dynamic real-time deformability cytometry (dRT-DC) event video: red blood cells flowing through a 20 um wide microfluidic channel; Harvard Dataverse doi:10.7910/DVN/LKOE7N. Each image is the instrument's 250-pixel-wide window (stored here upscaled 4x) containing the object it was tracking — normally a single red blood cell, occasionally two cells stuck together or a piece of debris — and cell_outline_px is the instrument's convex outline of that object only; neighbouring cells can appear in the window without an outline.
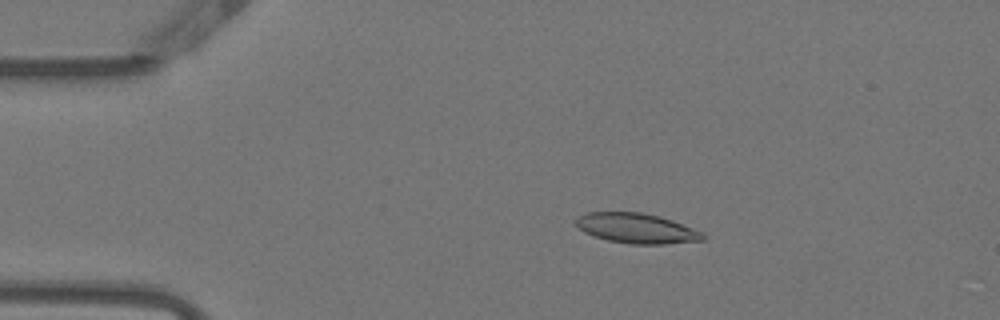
{"species": "Egyptian fruit bat (a non-hibernating species)", "species_latin": "Rousettus aegyptiacus", "temperature_condition": "warm", "stored_images_in_passage": 52, "camera_frame_rate_fps": 3000, "um_per_image_px": 0.085, "animal": {"sex": "female"}, "frame": {"image": 1, "passage_image": 10, "time_ms": 3.0, "image_size_px": [1000, 320], "cell_outline_px": [[708, 236], [704, 240], [664, 244], [632, 244], [608, 240], [592, 236], [584, 232], [576, 224], [576, 216], [588, 212], [640, 212], [660, 216], [672, 220], [704, 232]], "centroid_in_image_um": [54.14, 19.4], "position_along_channel_um": 30.9, "area_um2": 22.37}}
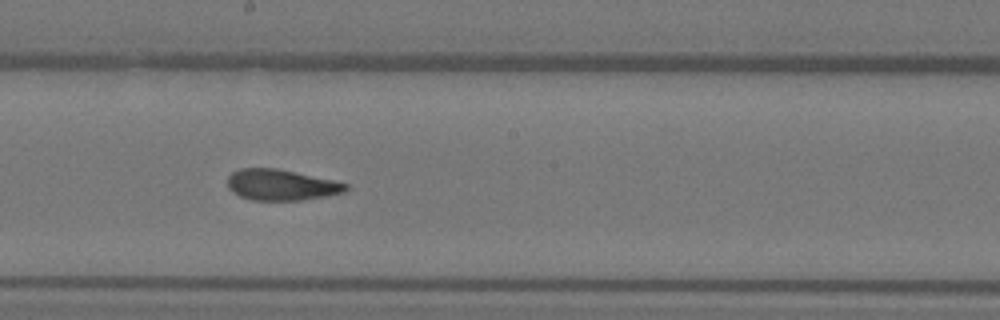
{"frame": {"image": 2, "passage_image": 29, "time_ms": 9.333, "image_size_px": [1000, 320], "cell_outline_px": [[348, 188], [344, 192], [328, 196], [300, 200], [252, 200], [240, 196], [232, 192], [228, 188], [228, 176], [232, 172], [240, 168], [276, 168], [296, 172], [332, 180], [348, 184]], "centroid_in_image_um": [23.88, 15.71], "position_along_channel_um": 224.3, "area_um2": 21.27}}
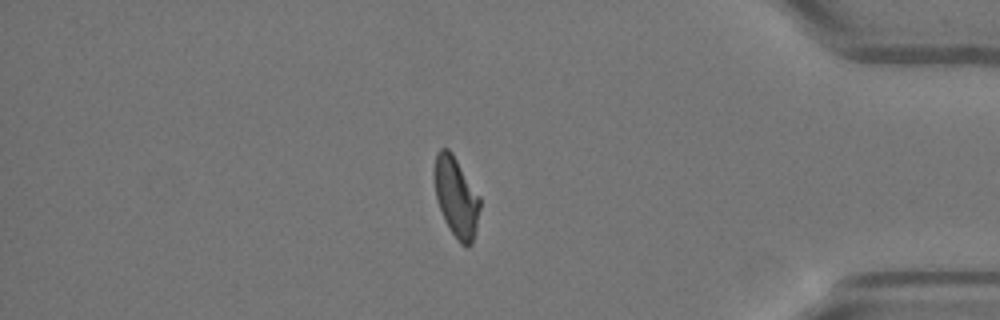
{"frame": {"image": 3, "passage_image": 45, "time_ms": 14.667, "image_size_px": [1000, 320], "cell_outline_px": [[480, 208], [476, 228], [472, 244], [468, 248], [460, 244], [448, 228], [444, 220], [436, 200], [432, 176], [432, 172], [436, 152], [440, 148], [448, 148], [452, 152], [480, 196]], "centroid_in_image_um": [38.74, 16.73], "position_along_channel_um": 396.5, "area_um2": 21.85}, "authors_computed_cell_mechanics": {"area_um2": 22.0507, "velocity_mm_per_s": 3.8397, "shape_relaxation_time_tau1_ms": 7.2259, "shape_relaxation_time_tau2_ms": 2.153, "deformation_change_tau1": 0.206, "deformation_change_tau2": 0.0866}}